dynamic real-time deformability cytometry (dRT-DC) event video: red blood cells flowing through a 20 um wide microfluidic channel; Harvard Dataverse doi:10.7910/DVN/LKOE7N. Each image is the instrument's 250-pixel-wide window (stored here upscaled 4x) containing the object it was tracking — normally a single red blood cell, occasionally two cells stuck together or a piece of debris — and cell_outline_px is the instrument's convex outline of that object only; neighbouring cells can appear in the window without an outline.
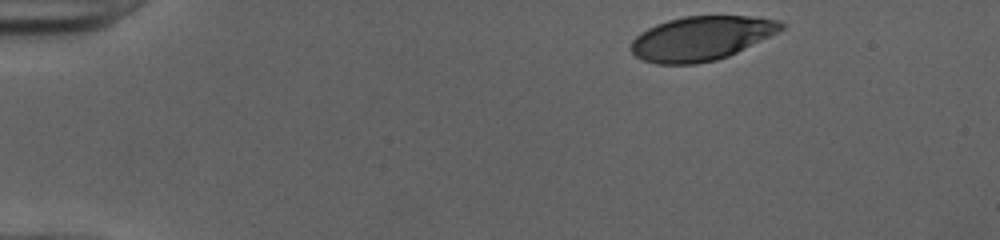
{"species": "human", "species_latin": "Homo sapiens", "temperature_condition": "cold", "stored_images_in_passage": 40, "camera_frame_rate_fps": 3000, "um_per_image_px": 0.085, "donor": {"sex": "female"}, "frame": {"image": 1, "passage_image": 1, "time_ms": 0.0, "image_size_px": [1000, 240], "cell_outline_px": [[788, 24], [784, 28], [728, 56], [716, 60], [696, 64], [656, 64], [644, 60], [636, 56], [628, 48], [632, 40], [640, 32], [656, 24], [668, 20], [684, 16], [748, 16], [780, 20]], "centroid_in_image_um": [59.57, 3.25], "position_along_channel_um": 25.4, "area_um2": 38.55}}
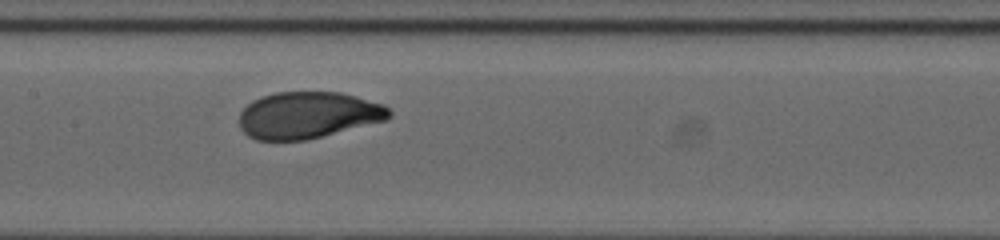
{"frame": {"image": 2, "passage_image": 20, "time_ms": 6.333, "image_size_px": [1000, 240], "cell_outline_px": [[392, 116], [388, 120], [308, 140], [256, 140], [248, 136], [240, 128], [240, 112], [252, 100], [276, 92], [340, 92], [356, 96], [384, 104], [392, 112]], "centroid_in_image_um": [26.22, 9.79], "position_along_channel_um": 181.2, "area_um2": 41.04}}
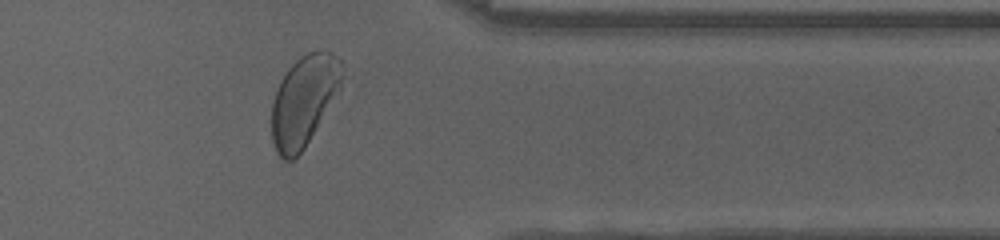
{"frame": {"image": 3, "passage_image": 36, "time_ms": 11.667, "image_size_px": [1000, 240], "cell_outline_px": [[352, 76], [304, 148], [292, 160], [284, 160], [276, 152], [272, 140], [272, 104], [280, 80], [288, 68], [300, 56], [308, 52], [320, 48], [332, 52], [344, 64]], "centroid_in_image_um": [25.98, 8.47], "position_along_channel_um": 385.4, "area_um2": 38.84}, "authors_computed_cell_mechanics": {"area_um2": 41.1247, "velocity_mm_per_s": 3.9696, "shape_relaxation_time_tau1_ms": 2.5002, "shape_relaxation_time_tau2_ms": null, "deformation_change_tau1": 0.1605, "deformation_change_tau2": null}}